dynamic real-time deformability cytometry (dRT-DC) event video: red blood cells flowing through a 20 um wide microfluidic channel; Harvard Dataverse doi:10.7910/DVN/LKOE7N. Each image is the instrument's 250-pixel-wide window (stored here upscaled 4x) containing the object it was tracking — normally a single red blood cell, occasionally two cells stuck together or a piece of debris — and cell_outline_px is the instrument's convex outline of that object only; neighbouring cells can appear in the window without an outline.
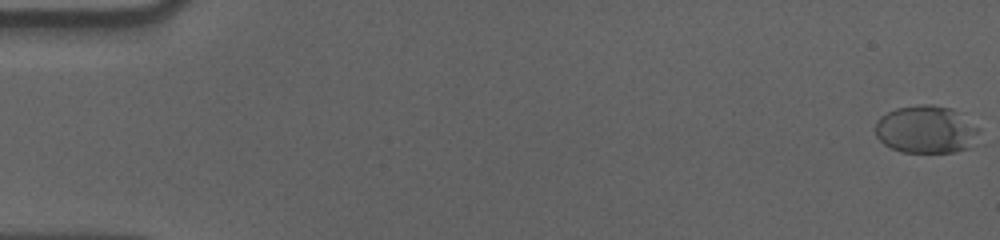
{"species": "human", "species_latin": "Homo sapiens", "temperature_condition": "cold", "stored_images_in_passage": 59, "camera_frame_rate_fps": 3000, "um_per_image_px": 0.085, "donor": {"sex": "male"}, "frame": {"image": 1, "passage_image": 1, "time_ms": 0.0, "image_size_px": [1000, 240], "cell_outline_px": [[984, 144], [956, 152], [900, 152], [884, 144], [876, 136], [876, 120], [880, 116], [896, 108], [920, 104], [932, 104], [952, 108], [980, 128]], "centroid_in_image_um": [78.83, 11.03], "position_along_channel_um": 6.2, "area_um2": 29.77}}
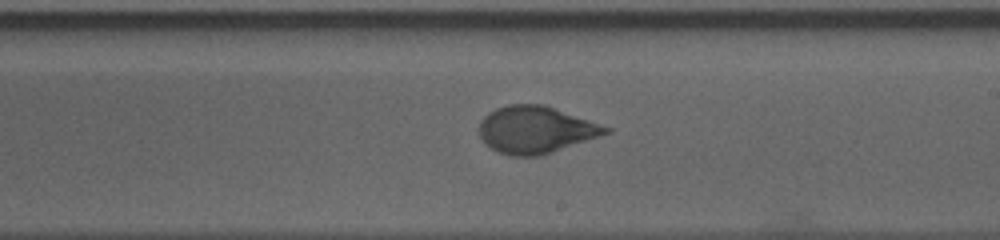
{"frame": {"image": 2, "passage_image": 35, "time_ms": 11.333, "image_size_px": [1000, 240], "cell_outline_px": [[612, 132], [540, 156], [508, 156], [496, 152], [484, 144], [480, 136], [480, 120], [488, 112], [496, 108], [508, 104], [544, 104], [612, 128]], "centroid_in_image_um": [45.51, 11.03], "position_along_channel_um": 243.5, "area_um2": 34.91}}
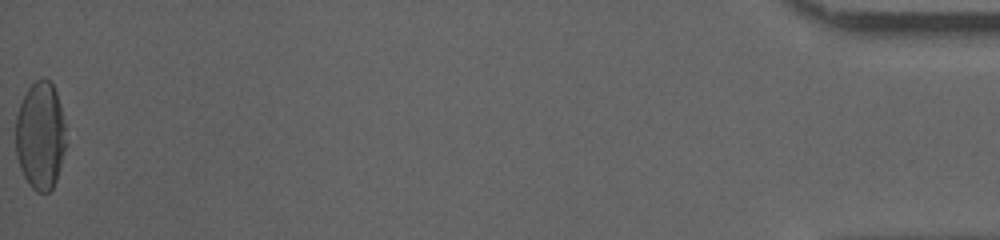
{"frame": {"image": 3, "passage_image": 59, "time_ms": 19.333, "image_size_px": [1000, 240], "cell_outline_px": [[64, 148], [56, 180], [52, 188], [48, 192], [36, 192], [28, 184], [20, 168], [16, 156], [16, 116], [20, 104], [28, 88], [36, 80], [44, 76], [52, 84], [56, 92], [60, 104], [64, 124]], "centroid_in_image_um": [3.4, 11.52], "position_along_channel_um": 431.8, "area_um2": 31.27}, "authors_computed_cell_mechanics": {"area_um2": 32.8304, "velocity_mm_per_s": 3.5688, "shape_relaxation_time_tau1_ms": 4.8648, "shape_relaxation_time_tau2_ms": null, "deformation_change_tau1": 0.1929, "deformation_change_tau2": null}}